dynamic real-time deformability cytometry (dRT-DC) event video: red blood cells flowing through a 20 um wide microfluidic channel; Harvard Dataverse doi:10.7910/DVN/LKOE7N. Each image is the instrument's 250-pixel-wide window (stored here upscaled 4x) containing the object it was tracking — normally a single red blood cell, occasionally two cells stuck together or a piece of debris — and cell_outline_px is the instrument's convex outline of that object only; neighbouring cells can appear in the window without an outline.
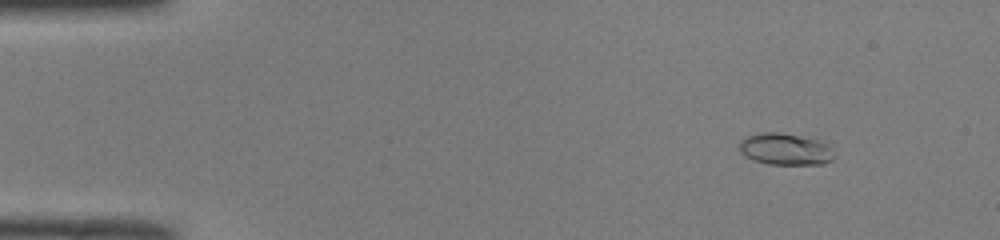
{"species": "common noctule bat (a hibernating species)", "species_latin": "Nyctalus noctula", "temperature_condition": "room temperature", "stored_images_in_passage": 50, "camera_frame_rate_fps": 3000, "um_per_image_px": 0.085, "animal": {"sex": "male", "body_mass_g": 19.0, "forearm_length_mm": 50.8}, "frame": {"image": 1, "passage_image": 6, "time_ms": 1.667, "image_size_px": [1000, 240], "cell_outline_px": [[836, 156], [832, 160], [824, 164], [768, 164], [752, 160], [744, 156], [740, 152], [740, 140], [744, 136], [760, 132], [780, 132], [816, 140], [824, 144]], "centroid_in_image_um": [66.67, 12.68], "position_along_channel_um": 18.3, "area_um2": 17.46}}
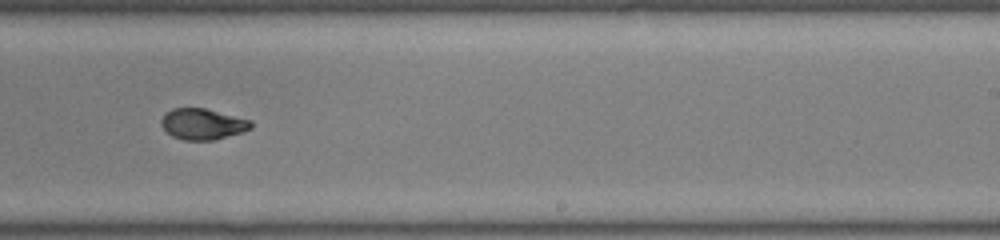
{"frame": {"image": 2, "passage_image": 32, "time_ms": 10.333, "image_size_px": [1000, 240], "cell_outline_px": [[252, 128], [244, 132], [212, 140], [184, 140], [172, 136], [160, 124], [160, 120], [164, 112], [172, 108], [204, 108], [252, 120]], "centroid_in_image_um": [17.22, 10.54], "position_along_channel_um": 271.8, "area_um2": 16.3}}
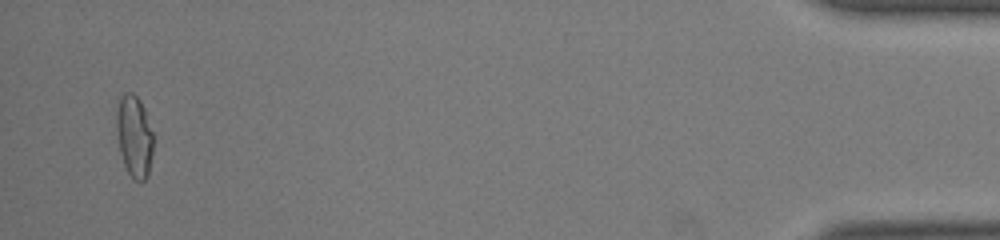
{"frame": {"image": 3, "passage_image": 49, "time_ms": 16.0, "image_size_px": [1000, 240], "cell_outline_px": [[152, 156], [148, 172], [144, 180], [132, 180], [124, 164], [120, 152], [116, 128], [116, 116], [120, 96], [124, 92], [132, 92], [140, 100], [144, 108], [152, 132]], "centroid_in_image_um": [11.4, 11.56], "position_along_channel_um": 423.8, "area_um2": 17.4}, "authors_computed_cell_mechanics": {"area_um2": 16.6175, "velocity_mm_per_s": 4.0997, "shape_relaxation_time_tau1_ms": 7.9468, "shape_relaxation_time_tau2_ms": 1.4302, "deformation_change_tau1": 0.2333, "deformation_change_tau2": 0.0601}}